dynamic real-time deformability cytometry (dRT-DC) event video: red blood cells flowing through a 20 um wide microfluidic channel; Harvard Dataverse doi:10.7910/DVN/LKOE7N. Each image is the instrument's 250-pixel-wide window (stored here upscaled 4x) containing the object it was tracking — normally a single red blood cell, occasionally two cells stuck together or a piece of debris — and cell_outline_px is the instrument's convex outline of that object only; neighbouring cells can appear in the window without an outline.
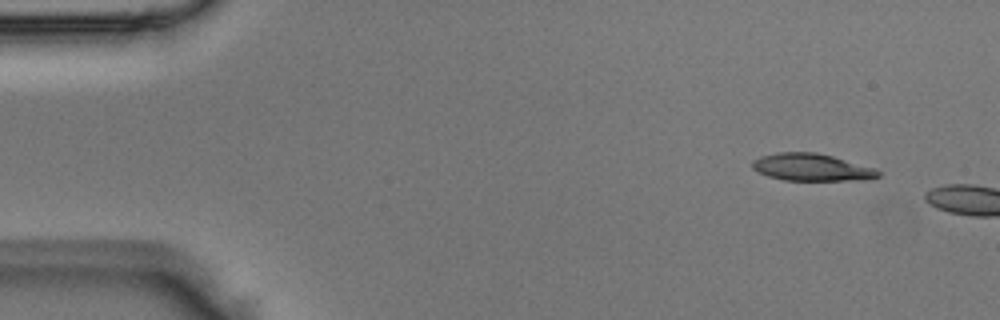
{"species": "Egyptian fruit bat (a non-hibernating species)", "species_latin": "Rousettus aegyptiacus", "temperature_condition": "room temperature", "stored_images_in_passage": 4, "camera_frame_rate_fps": 3000, "um_per_image_px": 0.085, "animal": {"sex": "male"}, "frame": {"image": 1, "passage_image": 1, "time_ms": 0.0, "image_size_px": [1000, 320], "cell_outline_px": [[880, 176], [860, 180], [784, 180], [768, 176], [756, 172], [752, 168], [752, 160], [760, 156], [776, 152], [816, 152], [832, 156], [876, 168], [880, 172]], "centroid_in_image_um": [68.95, 14.21], "position_along_channel_um": 16.1, "area_um2": 20.06}}